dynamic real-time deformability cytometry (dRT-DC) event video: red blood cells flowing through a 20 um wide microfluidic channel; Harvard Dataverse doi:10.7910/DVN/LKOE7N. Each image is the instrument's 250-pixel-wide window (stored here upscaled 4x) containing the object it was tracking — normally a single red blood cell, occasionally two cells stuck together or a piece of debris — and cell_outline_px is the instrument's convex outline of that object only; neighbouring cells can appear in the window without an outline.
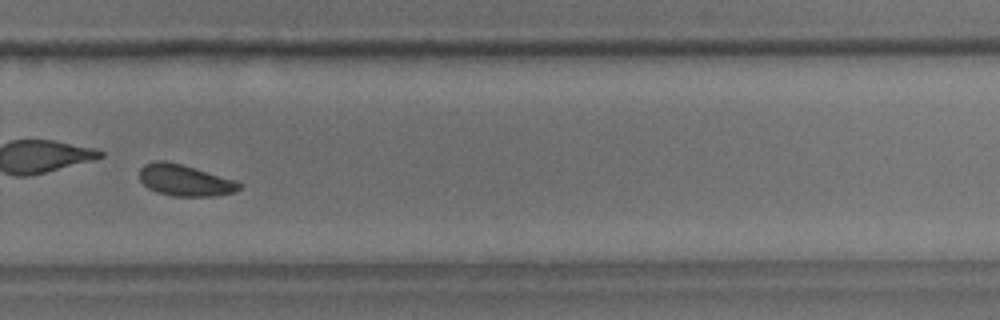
{"species": "common noctule bat (a hibernating species)", "species_latin": "Nyctalus noctula", "temperature_condition": "room temperature", "stored_images_in_passage": 15, "camera_frame_rate_fps": 3000, "um_per_image_px": 0.085, "animal": {"sex": "male", "body_mass_g": 18.8}, "frame": {"image": 1, "passage_image": 11, "time_ms": 12.333, "image_size_px": [1000, 320], "cell_outline_px": [[244, 184], [236, 192], [216, 196], [172, 196], [156, 192], [148, 188], [140, 180], [140, 168], [144, 164], [156, 160], [164, 160], [180, 164], [236, 180]], "centroid_in_image_um": [15.73, 15.33], "position_along_channel_um": 314.1, "area_um2": 18.32}}